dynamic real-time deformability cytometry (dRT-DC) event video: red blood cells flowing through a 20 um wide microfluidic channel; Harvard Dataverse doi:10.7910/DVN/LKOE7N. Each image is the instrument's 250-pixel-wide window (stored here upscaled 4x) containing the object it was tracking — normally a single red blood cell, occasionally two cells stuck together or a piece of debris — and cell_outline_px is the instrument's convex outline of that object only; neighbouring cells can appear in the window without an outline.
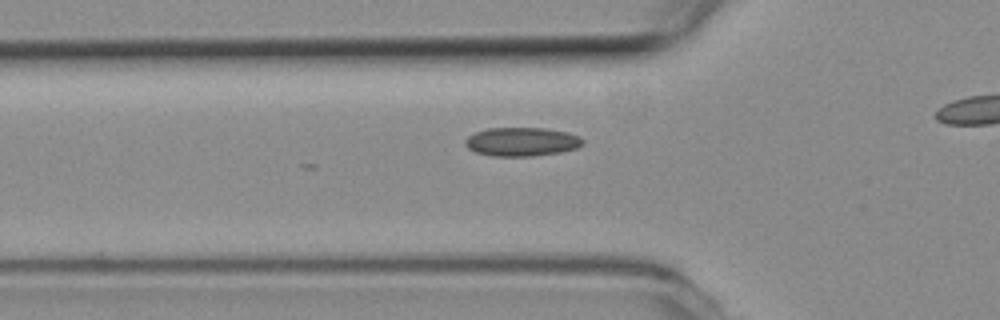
{"species": "common noctule bat (a hibernating species)", "species_latin": "Nyctalus noctula", "temperature_condition": "room temperature", "stored_images_in_passage": 11, "camera_frame_rate_fps": 3000, "um_per_image_px": 0.085, "animal": {"sex": "female", "body_mass_g": 19.3, "forearm_length_mm": 54.1}, "frame": {"image": 1, "passage_image": 6, "time_ms": 1.667, "image_size_px": [1000, 320], "cell_outline_px": [[584, 144], [576, 148], [560, 152], [532, 156], [492, 156], [476, 152], [468, 148], [464, 144], [464, 140], [468, 136], [476, 132], [488, 128], [548, 128], [568, 132], [580, 136], [584, 140]], "centroid_in_image_um": [44.36, 12.04], "position_along_channel_um": 81.4, "area_um2": 19.83}}
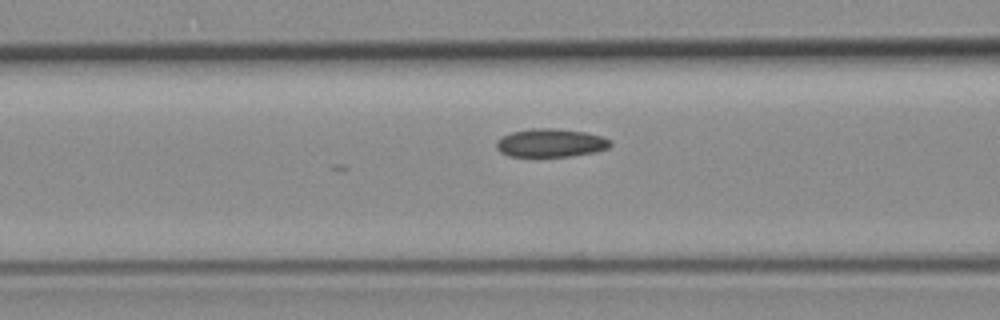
{"frame": {"image": 2, "passage_image": 9, "time_ms": 2.667, "image_size_px": [1000, 320], "cell_outline_px": [[612, 144], [608, 148], [596, 152], [572, 156], [508, 156], [500, 152], [496, 148], [496, 140], [512, 132], [532, 128], [552, 128], [584, 132], [604, 136]], "centroid_in_image_um": [46.81, 12.15], "position_along_channel_um": 119.8, "area_um2": 18.79}}